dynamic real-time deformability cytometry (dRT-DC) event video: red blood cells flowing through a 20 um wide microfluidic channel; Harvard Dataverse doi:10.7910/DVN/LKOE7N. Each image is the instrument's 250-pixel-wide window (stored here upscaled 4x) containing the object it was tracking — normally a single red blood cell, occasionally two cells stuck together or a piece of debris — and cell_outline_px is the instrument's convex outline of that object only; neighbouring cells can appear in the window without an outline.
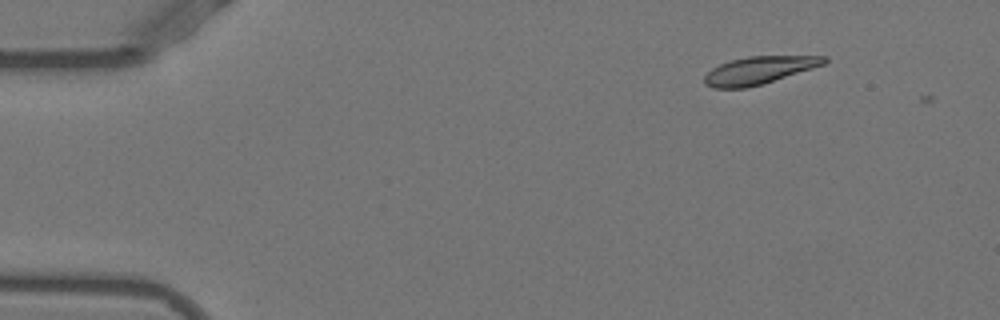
{"species": "Egyptian fruit bat (a non-hibernating species)", "species_latin": "Rousettus aegyptiacus", "temperature_condition": "warm", "stored_images_in_passage": 2, "camera_frame_rate_fps": 3000, "um_per_image_px": 0.085, "animal": {"sex": "female"}, "frame": {"image": 1, "passage_image": 1, "time_ms": 0.0, "image_size_px": [1000, 320], "cell_outline_px": [[828, 60], [824, 64], [764, 84], [744, 88], [712, 88], [704, 84], [704, 76], [712, 68], [720, 64], [732, 60], [748, 56], [828, 56]], "centroid_in_image_um": [64.5, 5.98], "position_along_channel_um": 20.5, "area_um2": 19.19}}